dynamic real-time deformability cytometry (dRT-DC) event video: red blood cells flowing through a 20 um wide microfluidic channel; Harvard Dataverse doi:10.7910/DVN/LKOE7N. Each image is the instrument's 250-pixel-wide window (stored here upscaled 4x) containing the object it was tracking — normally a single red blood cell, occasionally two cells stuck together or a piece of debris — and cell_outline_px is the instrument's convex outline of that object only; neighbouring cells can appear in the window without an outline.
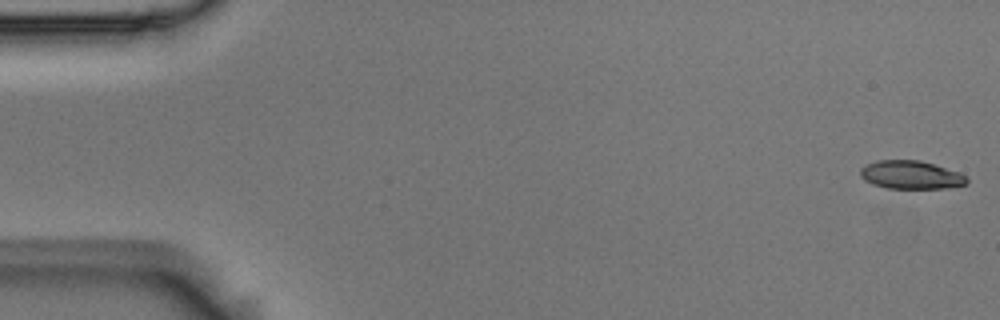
{"species": "Egyptian fruit bat (a non-hibernating species)", "species_latin": "Rousettus aegyptiacus", "temperature_condition": "room temperature", "stored_images_in_passage": 54, "camera_frame_rate_fps": 3000, "um_per_image_px": 0.085, "animal": {"sex": "male"}, "frame": {"image": 1, "passage_image": 1, "time_ms": 0.0, "image_size_px": [1000, 320], "cell_outline_px": [[968, 180], [964, 184], [948, 188], [888, 188], [872, 184], [864, 180], [860, 176], [860, 168], [876, 160], [920, 160], [960, 172], [968, 176]], "centroid_in_image_um": [77.43, 14.86], "position_along_channel_um": 7.6, "area_um2": 17.57}}
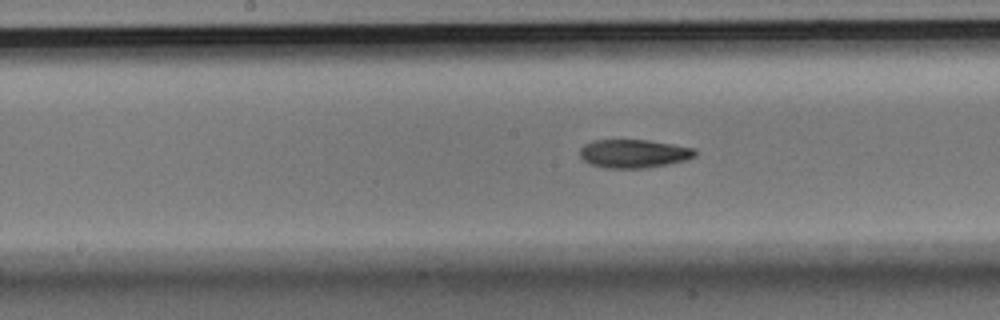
{"frame": {"image": 2, "passage_image": 27, "time_ms": 8.667, "image_size_px": [1000, 320], "cell_outline_px": [[696, 156], [684, 160], [668, 164], [648, 168], [604, 168], [588, 164], [580, 156], [580, 148], [584, 144], [592, 140], [648, 140], [696, 148]], "centroid_in_image_um": [53.85, 13.06], "position_along_channel_um": 194.4, "area_um2": 19.25}}
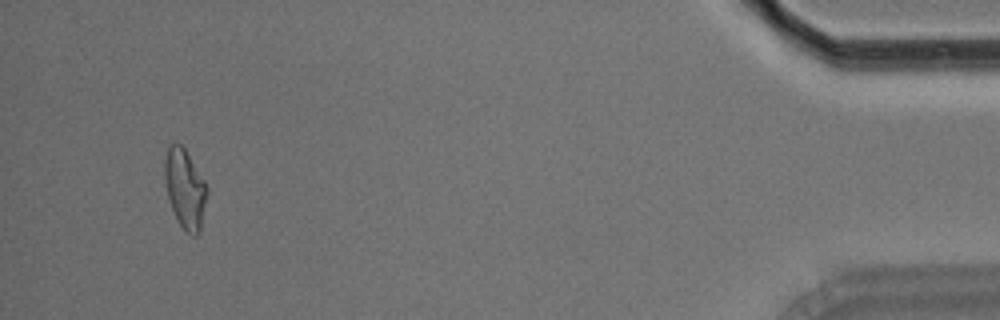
{"frame": {"image": 3, "passage_image": 51, "time_ms": 16.667, "image_size_px": [1000, 320], "cell_outline_px": [[208, 192], [200, 232], [196, 236], [192, 236], [184, 232], [176, 220], [168, 196], [164, 180], [164, 160], [168, 144], [176, 140], [184, 148], [204, 180], [208, 188]], "centroid_in_image_um": [15.71, 16.05], "position_along_channel_um": 419.5, "area_um2": 19.94}, "authors_computed_cell_mechanics": {"area_um2": 19.1318, "velocity_mm_per_s": 3.7492, "shape_relaxation_time_tau1_ms": 6.1667, "shape_relaxation_time_tau2_ms": 3.9869, "deformation_change_tau1": 0.1893, "deformation_change_tau2": 0.118}}